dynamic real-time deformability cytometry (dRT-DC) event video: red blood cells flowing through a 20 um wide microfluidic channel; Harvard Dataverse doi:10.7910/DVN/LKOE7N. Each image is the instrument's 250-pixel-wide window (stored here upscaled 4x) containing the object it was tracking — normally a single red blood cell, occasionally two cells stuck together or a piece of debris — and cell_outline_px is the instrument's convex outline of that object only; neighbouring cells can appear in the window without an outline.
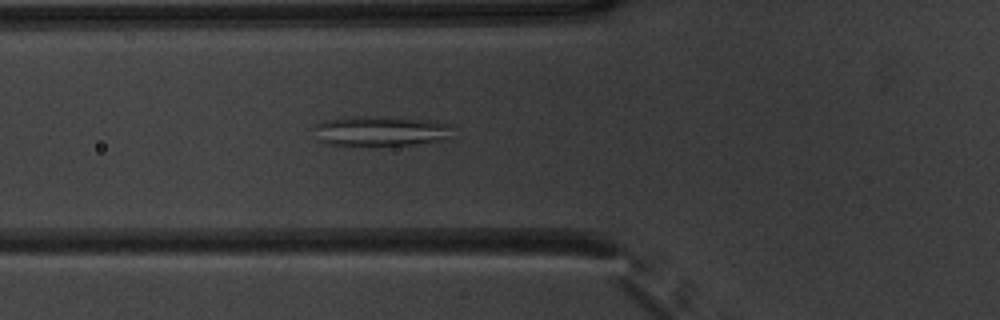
{"species": "common noctule bat (a hibernating species)", "species_latin": "Nyctalus noctula", "temperature_condition": "warm", "stored_images_in_passage": 53, "segment_of_instrument_passage": [1, 2], "camera_frame_rate_fps": 3000, "um_per_image_px": 0.085, "animal": {"sex": "male", "body_mass_g": 20.1, "forearm_length_mm": 53.5}, "frame": {"image": 1, "passage_image": 19, "time_ms": 6.0, "image_size_px": [1000, 320], "cell_outline_px": [[452, 124], [444, 136], [440, 140], [412, 144], [328, 144], [316, 140], [316, 124], [324, 120], [432, 120]], "centroid_in_image_um": [32.32, 11.19], "position_along_channel_um": 93.5, "area_um2": 21.62}}
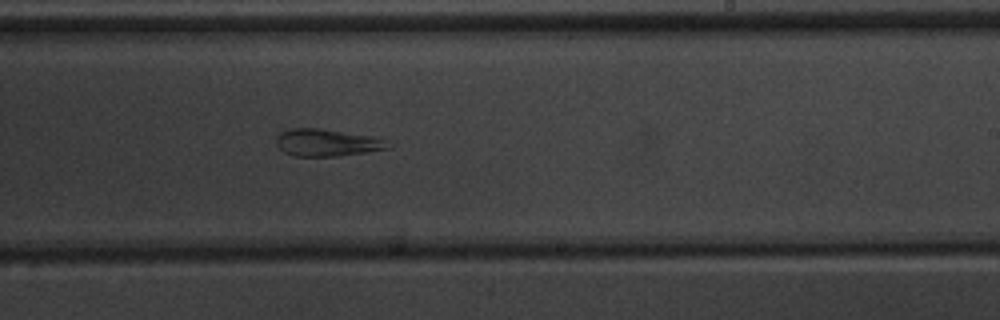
{"frame": {"image": 2, "passage_image": 32, "time_ms": 10.333, "image_size_px": [1000, 320], "cell_outline_px": [[392, 144], [388, 148], [364, 152], [336, 156], [296, 156], [284, 152], [276, 144], [276, 136], [280, 132], [292, 128], [320, 128], [372, 136], [388, 140]], "centroid_in_image_um": [27.79, 12.11], "position_along_channel_um": 261.2, "area_um2": 17.69}}
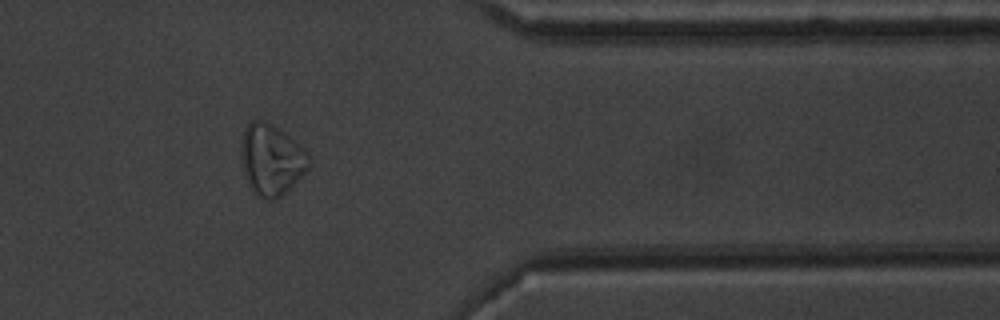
{"frame": {"image": 3, "passage_image": 43, "time_ms": 14.0, "image_size_px": [1000, 320], "cell_outline_px": [[312, 164], [276, 200], [264, 200], [252, 188], [244, 172], [240, 152], [240, 148], [244, 128], [252, 120], [260, 120], [272, 124], [304, 148], [312, 156]], "centroid_in_image_um": [23.08, 13.54], "position_along_channel_um": 388.3, "area_um2": 27.69}}